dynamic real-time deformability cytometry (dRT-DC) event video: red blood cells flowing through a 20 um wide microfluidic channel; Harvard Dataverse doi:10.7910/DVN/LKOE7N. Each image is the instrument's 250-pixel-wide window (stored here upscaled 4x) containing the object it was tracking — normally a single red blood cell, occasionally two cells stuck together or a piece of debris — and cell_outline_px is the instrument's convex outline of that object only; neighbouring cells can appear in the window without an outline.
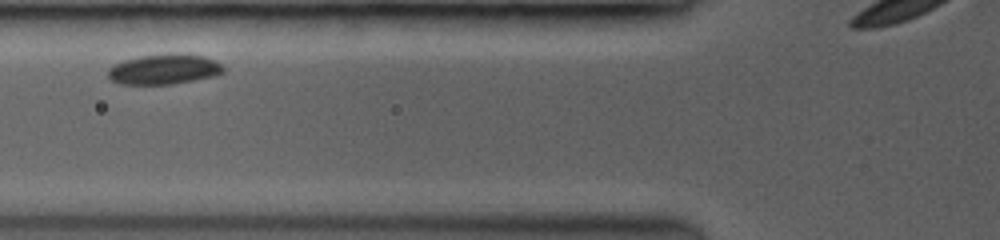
{"species": "common noctule bat (a hibernating species)", "species_latin": "Nyctalus noctula", "temperature_condition": "room temperature", "stored_images_in_passage": 9, "camera_frame_rate_fps": 3500, "um_per_image_px": 0.085, "animal": {"sex": "female", "body_mass_g": 19.0, "forearm_length_mm": 53.3}, "frame": {"image": 1, "passage_image": 3, "time_ms": 1.714, "image_size_px": [1000, 240], "cell_outline_px": [[224, 72], [216, 76], [172, 84], [120, 84], [112, 80], [108, 76], [108, 68], [124, 60], [140, 56], [204, 56], [216, 60], [224, 68]], "centroid_in_image_um": [13.95, 5.93], "position_along_channel_um": 111.9, "area_um2": 19.54}}